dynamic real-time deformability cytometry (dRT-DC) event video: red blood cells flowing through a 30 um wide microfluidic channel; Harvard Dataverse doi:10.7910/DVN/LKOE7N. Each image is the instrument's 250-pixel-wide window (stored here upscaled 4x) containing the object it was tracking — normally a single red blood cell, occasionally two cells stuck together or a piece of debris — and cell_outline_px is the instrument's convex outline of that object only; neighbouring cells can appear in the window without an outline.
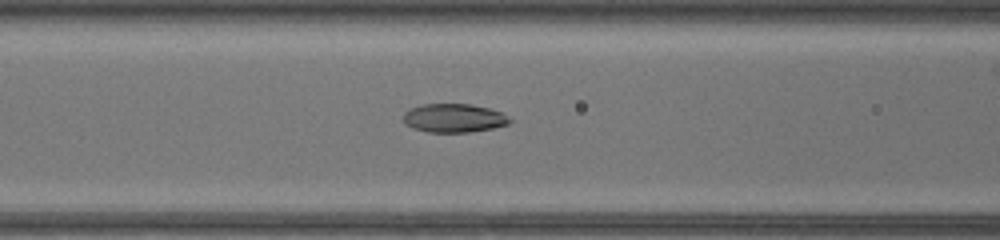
{"species": "common noctule bat (a hibernating species)", "species_latin": "Nyctalus noctula", "temperature_condition": "warm", "stored_images_in_passage": 35, "camera_frame_rate_fps": 3000, "um_per_image_px": 0.085, "animal": {"sex": "female", "body_mass_g": 17.0, "forearm_length_mm": 48.0}, "frame": {"image": 1, "passage_image": 9, "time_ms": 2.667, "image_size_px": [1000, 240], "cell_outline_px": [[512, 120], [508, 124], [492, 128], [468, 132], [428, 132], [412, 128], [404, 124], [404, 112], [420, 104], [468, 104], [488, 108], [500, 112]], "centroid_in_image_um": [38.54, 10.04], "position_along_channel_um": 128.1, "area_um2": 17.63}}
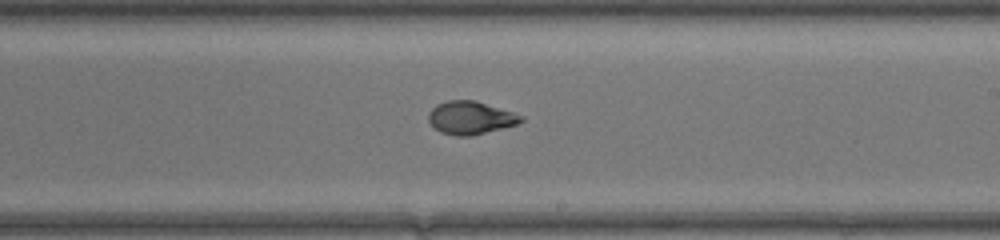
{"frame": {"image": 2, "passage_image": 17, "time_ms": 5.333, "image_size_px": [1000, 240], "cell_outline_px": [[524, 120], [516, 124], [472, 136], [456, 136], [440, 132], [428, 120], [428, 112], [436, 104], [448, 100], [476, 100], [524, 116]], "centroid_in_image_um": [39.97, 10.0], "position_along_channel_um": 249.0, "area_um2": 17.74}}
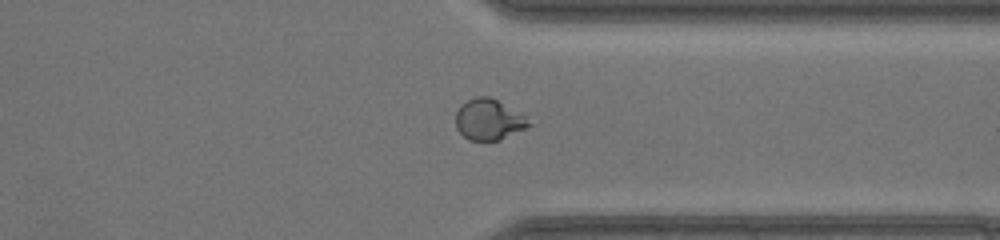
{"frame": {"image": 3, "passage_image": 25, "time_ms": 8.0, "image_size_px": [1000, 240], "cell_outline_px": [[532, 124], [500, 140], [468, 140], [456, 128], [456, 112], [460, 104], [476, 96], [488, 96], [496, 100], [524, 116]], "centroid_in_image_um": [41.49, 10.16], "position_along_channel_um": 369.9, "area_um2": 17.05}}